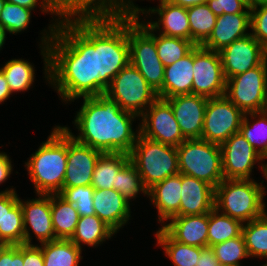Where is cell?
<instances>
[{"label": "cell", "mask_w": 267, "mask_h": 266, "mask_svg": "<svg viewBox=\"0 0 267 266\" xmlns=\"http://www.w3.org/2000/svg\"><path fill=\"white\" fill-rule=\"evenodd\" d=\"M8 155L0 153V184L6 181L12 172V164Z\"/></svg>", "instance_id": "50"}, {"label": "cell", "mask_w": 267, "mask_h": 266, "mask_svg": "<svg viewBox=\"0 0 267 266\" xmlns=\"http://www.w3.org/2000/svg\"><path fill=\"white\" fill-rule=\"evenodd\" d=\"M194 48L183 58L164 68L163 88L159 98L193 94Z\"/></svg>", "instance_id": "25"}, {"label": "cell", "mask_w": 267, "mask_h": 266, "mask_svg": "<svg viewBox=\"0 0 267 266\" xmlns=\"http://www.w3.org/2000/svg\"><path fill=\"white\" fill-rule=\"evenodd\" d=\"M186 140L201 139L208 98L185 94L166 99Z\"/></svg>", "instance_id": "18"}, {"label": "cell", "mask_w": 267, "mask_h": 266, "mask_svg": "<svg viewBox=\"0 0 267 266\" xmlns=\"http://www.w3.org/2000/svg\"><path fill=\"white\" fill-rule=\"evenodd\" d=\"M129 160V154L126 153H102L95 165L91 186L94 189L115 190L116 175Z\"/></svg>", "instance_id": "26"}, {"label": "cell", "mask_w": 267, "mask_h": 266, "mask_svg": "<svg viewBox=\"0 0 267 266\" xmlns=\"http://www.w3.org/2000/svg\"><path fill=\"white\" fill-rule=\"evenodd\" d=\"M6 0H0V12L3 10Z\"/></svg>", "instance_id": "59"}, {"label": "cell", "mask_w": 267, "mask_h": 266, "mask_svg": "<svg viewBox=\"0 0 267 266\" xmlns=\"http://www.w3.org/2000/svg\"><path fill=\"white\" fill-rule=\"evenodd\" d=\"M221 266H241L240 259L249 257L243 235L212 246Z\"/></svg>", "instance_id": "39"}, {"label": "cell", "mask_w": 267, "mask_h": 266, "mask_svg": "<svg viewBox=\"0 0 267 266\" xmlns=\"http://www.w3.org/2000/svg\"><path fill=\"white\" fill-rule=\"evenodd\" d=\"M193 66V94L206 98L225 95L226 79L219 52L196 45Z\"/></svg>", "instance_id": "13"}, {"label": "cell", "mask_w": 267, "mask_h": 266, "mask_svg": "<svg viewBox=\"0 0 267 266\" xmlns=\"http://www.w3.org/2000/svg\"><path fill=\"white\" fill-rule=\"evenodd\" d=\"M95 215L115 233L124 226L130 216V203L116 190L95 189L93 193Z\"/></svg>", "instance_id": "21"}, {"label": "cell", "mask_w": 267, "mask_h": 266, "mask_svg": "<svg viewBox=\"0 0 267 266\" xmlns=\"http://www.w3.org/2000/svg\"><path fill=\"white\" fill-rule=\"evenodd\" d=\"M170 223L162 228L177 242L182 244L208 246L209 213L191 216H173Z\"/></svg>", "instance_id": "23"}, {"label": "cell", "mask_w": 267, "mask_h": 266, "mask_svg": "<svg viewBox=\"0 0 267 266\" xmlns=\"http://www.w3.org/2000/svg\"><path fill=\"white\" fill-rule=\"evenodd\" d=\"M51 218L56 239H70L80 215L73 204L59 194H51Z\"/></svg>", "instance_id": "27"}, {"label": "cell", "mask_w": 267, "mask_h": 266, "mask_svg": "<svg viewBox=\"0 0 267 266\" xmlns=\"http://www.w3.org/2000/svg\"><path fill=\"white\" fill-rule=\"evenodd\" d=\"M0 266H23V244L9 245L0 256Z\"/></svg>", "instance_id": "46"}, {"label": "cell", "mask_w": 267, "mask_h": 266, "mask_svg": "<svg viewBox=\"0 0 267 266\" xmlns=\"http://www.w3.org/2000/svg\"><path fill=\"white\" fill-rule=\"evenodd\" d=\"M207 5L216 16H221L223 14L251 13V10L238 0H207Z\"/></svg>", "instance_id": "45"}, {"label": "cell", "mask_w": 267, "mask_h": 266, "mask_svg": "<svg viewBox=\"0 0 267 266\" xmlns=\"http://www.w3.org/2000/svg\"><path fill=\"white\" fill-rule=\"evenodd\" d=\"M8 246L9 244L7 242L0 239V256Z\"/></svg>", "instance_id": "57"}, {"label": "cell", "mask_w": 267, "mask_h": 266, "mask_svg": "<svg viewBox=\"0 0 267 266\" xmlns=\"http://www.w3.org/2000/svg\"><path fill=\"white\" fill-rule=\"evenodd\" d=\"M158 8L140 9L138 14H155L160 18L155 22H147L154 30H159L163 35L169 37L182 38L190 41V24L187 14V9L182 6L174 5L166 0H160ZM162 26V31L161 27Z\"/></svg>", "instance_id": "19"}, {"label": "cell", "mask_w": 267, "mask_h": 266, "mask_svg": "<svg viewBox=\"0 0 267 266\" xmlns=\"http://www.w3.org/2000/svg\"><path fill=\"white\" fill-rule=\"evenodd\" d=\"M190 24V41L202 45L210 36L216 24L217 16L207 3L186 8Z\"/></svg>", "instance_id": "31"}, {"label": "cell", "mask_w": 267, "mask_h": 266, "mask_svg": "<svg viewBox=\"0 0 267 266\" xmlns=\"http://www.w3.org/2000/svg\"><path fill=\"white\" fill-rule=\"evenodd\" d=\"M264 4H267V0H246V7L249 9Z\"/></svg>", "instance_id": "54"}, {"label": "cell", "mask_w": 267, "mask_h": 266, "mask_svg": "<svg viewBox=\"0 0 267 266\" xmlns=\"http://www.w3.org/2000/svg\"><path fill=\"white\" fill-rule=\"evenodd\" d=\"M139 16L128 14L130 63L158 93L163 88L165 67L158 57L154 30L147 23L139 22Z\"/></svg>", "instance_id": "7"}, {"label": "cell", "mask_w": 267, "mask_h": 266, "mask_svg": "<svg viewBox=\"0 0 267 266\" xmlns=\"http://www.w3.org/2000/svg\"><path fill=\"white\" fill-rule=\"evenodd\" d=\"M42 12L56 14L58 18L88 15L86 0H42Z\"/></svg>", "instance_id": "42"}, {"label": "cell", "mask_w": 267, "mask_h": 266, "mask_svg": "<svg viewBox=\"0 0 267 266\" xmlns=\"http://www.w3.org/2000/svg\"><path fill=\"white\" fill-rule=\"evenodd\" d=\"M48 139L25 163L36 194H59L67 168V131L55 126Z\"/></svg>", "instance_id": "4"}, {"label": "cell", "mask_w": 267, "mask_h": 266, "mask_svg": "<svg viewBox=\"0 0 267 266\" xmlns=\"http://www.w3.org/2000/svg\"><path fill=\"white\" fill-rule=\"evenodd\" d=\"M243 223L230 216L219 213L214 208L209 212L208 246L212 247L242 234Z\"/></svg>", "instance_id": "33"}, {"label": "cell", "mask_w": 267, "mask_h": 266, "mask_svg": "<svg viewBox=\"0 0 267 266\" xmlns=\"http://www.w3.org/2000/svg\"><path fill=\"white\" fill-rule=\"evenodd\" d=\"M7 2H10L15 5H19L31 10H34L38 5V0H6Z\"/></svg>", "instance_id": "53"}, {"label": "cell", "mask_w": 267, "mask_h": 266, "mask_svg": "<svg viewBox=\"0 0 267 266\" xmlns=\"http://www.w3.org/2000/svg\"><path fill=\"white\" fill-rule=\"evenodd\" d=\"M195 266H221L217 260L214 250L210 246L202 247L200 257Z\"/></svg>", "instance_id": "49"}, {"label": "cell", "mask_w": 267, "mask_h": 266, "mask_svg": "<svg viewBox=\"0 0 267 266\" xmlns=\"http://www.w3.org/2000/svg\"><path fill=\"white\" fill-rule=\"evenodd\" d=\"M244 113L225 95L208 98L201 139L217 145L223 144L240 131Z\"/></svg>", "instance_id": "11"}, {"label": "cell", "mask_w": 267, "mask_h": 266, "mask_svg": "<svg viewBox=\"0 0 267 266\" xmlns=\"http://www.w3.org/2000/svg\"><path fill=\"white\" fill-rule=\"evenodd\" d=\"M94 188L89 186L63 187L59 195L68 203L75 206L81 216L95 215L93 193Z\"/></svg>", "instance_id": "41"}, {"label": "cell", "mask_w": 267, "mask_h": 266, "mask_svg": "<svg viewBox=\"0 0 267 266\" xmlns=\"http://www.w3.org/2000/svg\"><path fill=\"white\" fill-rule=\"evenodd\" d=\"M224 179H251L255 163L264 161L240 132L220 145Z\"/></svg>", "instance_id": "14"}, {"label": "cell", "mask_w": 267, "mask_h": 266, "mask_svg": "<svg viewBox=\"0 0 267 266\" xmlns=\"http://www.w3.org/2000/svg\"><path fill=\"white\" fill-rule=\"evenodd\" d=\"M34 66L24 59H12L1 69L11 93L30 89L35 79Z\"/></svg>", "instance_id": "35"}, {"label": "cell", "mask_w": 267, "mask_h": 266, "mask_svg": "<svg viewBox=\"0 0 267 266\" xmlns=\"http://www.w3.org/2000/svg\"><path fill=\"white\" fill-rule=\"evenodd\" d=\"M225 79L259 66L263 46L251 35L235 40L219 51Z\"/></svg>", "instance_id": "15"}, {"label": "cell", "mask_w": 267, "mask_h": 266, "mask_svg": "<svg viewBox=\"0 0 267 266\" xmlns=\"http://www.w3.org/2000/svg\"><path fill=\"white\" fill-rule=\"evenodd\" d=\"M262 183L254 179H224L215 188V208L243 224L263 216L266 191Z\"/></svg>", "instance_id": "5"}, {"label": "cell", "mask_w": 267, "mask_h": 266, "mask_svg": "<svg viewBox=\"0 0 267 266\" xmlns=\"http://www.w3.org/2000/svg\"><path fill=\"white\" fill-rule=\"evenodd\" d=\"M264 67H265V71L267 74V45L263 46V60H262Z\"/></svg>", "instance_id": "56"}, {"label": "cell", "mask_w": 267, "mask_h": 266, "mask_svg": "<svg viewBox=\"0 0 267 266\" xmlns=\"http://www.w3.org/2000/svg\"><path fill=\"white\" fill-rule=\"evenodd\" d=\"M174 5L182 6L185 8L194 6V5H199L203 3H207V0H166Z\"/></svg>", "instance_id": "52"}, {"label": "cell", "mask_w": 267, "mask_h": 266, "mask_svg": "<svg viewBox=\"0 0 267 266\" xmlns=\"http://www.w3.org/2000/svg\"><path fill=\"white\" fill-rule=\"evenodd\" d=\"M0 239L9 245L24 244L23 212L19 202L10 211H6L0 226Z\"/></svg>", "instance_id": "38"}, {"label": "cell", "mask_w": 267, "mask_h": 266, "mask_svg": "<svg viewBox=\"0 0 267 266\" xmlns=\"http://www.w3.org/2000/svg\"><path fill=\"white\" fill-rule=\"evenodd\" d=\"M180 216L209 213L215 208V188L194 177L181 174Z\"/></svg>", "instance_id": "22"}, {"label": "cell", "mask_w": 267, "mask_h": 266, "mask_svg": "<svg viewBox=\"0 0 267 266\" xmlns=\"http://www.w3.org/2000/svg\"><path fill=\"white\" fill-rule=\"evenodd\" d=\"M251 10L250 33L262 46L267 45V4L253 7Z\"/></svg>", "instance_id": "44"}, {"label": "cell", "mask_w": 267, "mask_h": 266, "mask_svg": "<svg viewBox=\"0 0 267 266\" xmlns=\"http://www.w3.org/2000/svg\"><path fill=\"white\" fill-rule=\"evenodd\" d=\"M6 32H7L6 29H4L0 25V50L3 47V44H5Z\"/></svg>", "instance_id": "55"}, {"label": "cell", "mask_w": 267, "mask_h": 266, "mask_svg": "<svg viewBox=\"0 0 267 266\" xmlns=\"http://www.w3.org/2000/svg\"><path fill=\"white\" fill-rule=\"evenodd\" d=\"M158 35H155V45L158 57L164 67L172 65L176 61L180 60L196 46L189 40L169 37L163 34Z\"/></svg>", "instance_id": "36"}, {"label": "cell", "mask_w": 267, "mask_h": 266, "mask_svg": "<svg viewBox=\"0 0 267 266\" xmlns=\"http://www.w3.org/2000/svg\"><path fill=\"white\" fill-rule=\"evenodd\" d=\"M31 11L6 1L0 12V25L10 34L20 33L28 27Z\"/></svg>", "instance_id": "40"}, {"label": "cell", "mask_w": 267, "mask_h": 266, "mask_svg": "<svg viewBox=\"0 0 267 266\" xmlns=\"http://www.w3.org/2000/svg\"><path fill=\"white\" fill-rule=\"evenodd\" d=\"M140 117L139 133L142 136L175 147L186 140L166 99L158 97Z\"/></svg>", "instance_id": "12"}, {"label": "cell", "mask_w": 267, "mask_h": 266, "mask_svg": "<svg viewBox=\"0 0 267 266\" xmlns=\"http://www.w3.org/2000/svg\"><path fill=\"white\" fill-rule=\"evenodd\" d=\"M242 235L249 257L267 258V211L263 216L244 223Z\"/></svg>", "instance_id": "34"}, {"label": "cell", "mask_w": 267, "mask_h": 266, "mask_svg": "<svg viewBox=\"0 0 267 266\" xmlns=\"http://www.w3.org/2000/svg\"><path fill=\"white\" fill-rule=\"evenodd\" d=\"M103 152L77 142L67 132V168L63 187L89 186Z\"/></svg>", "instance_id": "16"}, {"label": "cell", "mask_w": 267, "mask_h": 266, "mask_svg": "<svg viewBox=\"0 0 267 266\" xmlns=\"http://www.w3.org/2000/svg\"><path fill=\"white\" fill-rule=\"evenodd\" d=\"M176 148L181 174L202 180L214 188L224 180L220 145L191 139L184 140Z\"/></svg>", "instance_id": "8"}, {"label": "cell", "mask_w": 267, "mask_h": 266, "mask_svg": "<svg viewBox=\"0 0 267 266\" xmlns=\"http://www.w3.org/2000/svg\"><path fill=\"white\" fill-rule=\"evenodd\" d=\"M115 190L118 191L128 203L131 199L136 198L141 191L144 195H148V189L144 186L138 170L130 160L116 175Z\"/></svg>", "instance_id": "37"}, {"label": "cell", "mask_w": 267, "mask_h": 266, "mask_svg": "<svg viewBox=\"0 0 267 266\" xmlns=\"http://www.w3.org/2000/svg\"><path fill=\"white\" fill-rule=\"evenodd\" d=\"M137 132L138 137L129 158L147 189L169 176L180 173L175 146L148 139L139 133V128Z\"/></svg>", "instance_id": "6"}, {"label": "cell", "mask_w": 267, "mask_h": 266, "mask_svg": "<svg viewBox=\"0 0 267 266\" xmlns=\"http://www.w3.org/2000/svg\"><path fill=\"white\" fill-rule=\"evenodd\" d=\"M248 115L256 118V122L251 124ZM239 132L262 158L267 159V110L245 113Z\"/></svg>", "instance_id": "32"}, {"label": "cell", "mask_w": 267, "mask_h": 266, "mask_svg": "<svg viewBox=\"0 0 267 266\" xmlns=\"http://www.w3.org/2000/svg\"><path fill=\"white\" fill-rule=\"evenodd\" d=\"M114 234L115 232L96 215L81 216L70 240L82 249L81 243L98 246Z\"/></svg>", "instance_id": "28"}, {"label": "cell", "mask_w": 267, "mask_h": 266, "mask_svg": "<svg viewBox=\"0 0 267 266\" xmlns=\"http://www.w3.org/2000/svg\"><path fill=\"white\" fill-rule=\"evenodd\" d=\"M259 168L262 169L263 175L265 178H267V164H261V166H259Z\"/></svg>", "instance_id": "58"}, {"label": "cell", "mask_w": 267, "mask_h": 266, "mask_svg": "<svg viewBox=\"0 0 267 266\" xmlns=\"http://www.w3.org/2000/svg\"><path fill=\"white\" fill-rule=\"evenodd\" d=\"M23 266H44V257L40 246L23 244Z\"/></svg>", "instance_id": "47"}, {"label": "cell", "mask_w": 267, "mask_h": 266, "mask_svg": "<svg viewBox=\"0 0 267 266\" xmlns=\"http://www.w3.org/2000/svg\"><path fill=\"white\" fill-rule=\"evenodd\" d=\"M12 93L10 92L8 82L0 69V103L4 102L10 97Z\"/></svg>", "instance_id": "51"}, {"label": "cell", "mask_w": 267, "mask_h": 266, "mask_svg": "<svg viewBox=\"0 0 267 266\" xmlns=\"http://www.w3.org/2000/svg\"><path fill=\"white\" fill-rule=\"evenodd\" d=\"M56 21L41 38L45 78L65 102L98 96L95 14Z\"/></svg>", "instance_id": "1"}, {"label": "cell", "mask_w": 267, "mask_h": 266, "mask_svg": "<svg viewBox=\"0 0 267 266\" xmlns=\"http://www.w3.org/2000/svg\"><path fill=\"white\" fill-rule=\"evenodd\" d=\"M181 193V173L169 176L148 189V197L158 210L160 223L167 222L173 216H180Z\"/></svg>", "instance_id": "24"}, {"label": "cell", "mask_w": 267, "mask_h": 266, "mask_svg": "<svg viewBox=\"0 0 267 266\" xmlns=\"http://www.w3.org/2000/svg\"><path fill=\"white\" fill-rule=\"evenodd\" d=\"M19 202V197L14 189L0 192V226L5 218L6 211H10Z\"/></svg>", "instance_id": "48"}, {"label": "cell", "mask_w": 267, "mask_h": 266, "mask_svg": "<svg viewBox=\"0 0 267 266\" xmlns=\"http://www.w3.org/2000/svg\"><path fill=\"white\" fill-rule=\"evenodd\" d=\"M251 13L223 14L217 16L216 24L208 39L201 45L203 48L219 52L235 40L250 33Z\"/></svg>", "instance_id": "20"}, {"label": "cell", "mask_w": 267, "mask_h": 266, "mask_svg": "<svg viewBox=\"0 0 267 266\" xmlns=\"http://www.w3.org/2000/svg\"><path fill=\"white\" fill-rule=\"evenodd\" d=\"M95 52L102 95L112 79L130 63L128 14H95Z\"/></svg>", "instance_id": "3"}, {"label": "cell", "mask_w": 267, "mask_h": 266, "mask_svg": "<svg viewBox=\"0 0 267 266\" xmlns=\"http://www.w3.org/2000/svg\"><path fill=\"white\" fill-rule=\"evenodd\" d=\"M19 203L23 212L24 244L32 243L29 228L40 243L56 240L51 218V194H39L38 198L27 201L19 199Z\"/></svg>", "instance_id": "17"}, {"label": "cell", "mask_w": 267, "mask_h": 266, "mask_svg": "<svg viewBox=\"0 0 267 266\" xmlns=\"http://www.w3.org/2000/svg\"><path fill=\"white\" fill-rule=\"evenodd\" d=\"M105 95L114 100L122 110L138 117L158 98L157 92L131 63L112 79Z\"/></svg>", "instance_id": "9"}, {"label": "cell", "mask_w": 267, "mask_h": 266, "mask_svg": "<svg viewBox=\"0 0 267 266\" xmlns=\"http://www.w3.org/2000/svg\"><path fill=\"white\" fill-rule=\"evenodd\" d=\"M89 14H135L141 9L132 0H86Z\"/></svg>", "instance_id": "43"}, {"label": "cell", "mask_w": 267, "mask_h": 266, "mask_svg": "<svg viewBox=\"0 0 267 266\" xmlns=\"http://www.w3.org/2000/svg\"><path fill=\"white\" fill-rule=\"evenodd\" d=\"M241 1L246 6V0H238Z\"/></svg>", "instance_id": "60"}, {"label": "cell", "mask_w": 267, "mask_h": 266, "mask_svg": "<svg viewBox=\"0 0 267 266\" xmlns=\"http://www.w3.org/2000/svg\"><path fill=\"white\" fill-rule=\"evenodd\" d=\"M156 237L157 244L163 247L174 266H195L202 247L177 242L162 227L156 232Z\"/></svg>", "instance_id": "30"}, {"label": "cell", "mask_w": 267, "mask_h": 266, "mask_svg": "<svg viewBox=\"0 0 267 266\" xmlns=\"http://www.w3.org/2000/svg\"><path fill=\"white\" fill-rule=\"evenodd\" d=\"M44 266H79L82 250L70 239L41 243Z\"/></svg>", "instance_id": "29"}, {"label": "cell", "mask_w": 267, "mask_h": 266, "mask_svg": "<svg viewBox=\"0 0 267 266\" xmlns=\"http://www.w3.org/2000/svg\"><path fill=\"white\" fill-rule=\"evenodd\" d=\"M225 96L244 114L266 110L267 74L263 62L227 79Z\"/></svg>", "instance_id": "10"}, {"label": "cell", "mask_w": 267, "mask_h": 266, "mask_svg": "<svg viewBox=\"0 0 267 266\" xmlns=\"http://www.w3.org/2000/svg\"><path fill=\"white\" fill-rule=\"evenodd\" d=\"M83 100V105L74 119V125L80 131L79 135L75 137L68 127L63 128L77 142L103 153L129 154L138 137L132 127V121L138 116L122 110L105 94L83 97Z\"/></svg>", "instance_id": "2"}]
</instances>
